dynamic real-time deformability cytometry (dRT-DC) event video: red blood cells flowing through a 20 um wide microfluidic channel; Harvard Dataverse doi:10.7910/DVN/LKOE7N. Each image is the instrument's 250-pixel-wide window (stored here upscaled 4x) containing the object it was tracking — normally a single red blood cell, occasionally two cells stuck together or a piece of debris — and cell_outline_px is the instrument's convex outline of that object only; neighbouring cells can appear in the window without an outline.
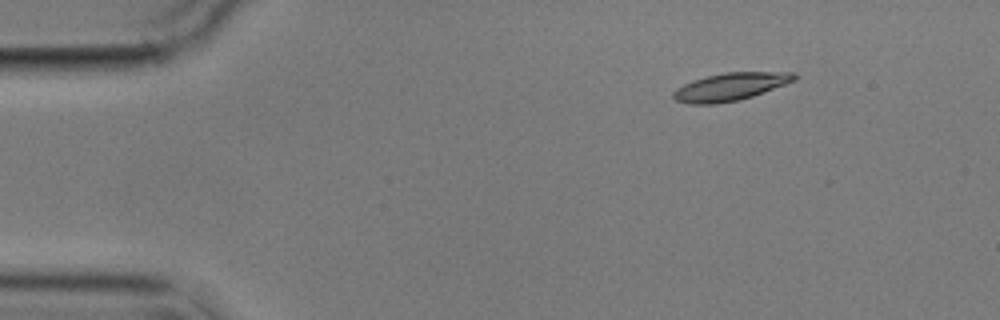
{"species": "common noctule bat (a hibernating species)", "species_latin": "Nyctalus noctula", "temperature_condition": "cold", "stored_images_in_passage": 6, "camera_frame_rate_fps": 3000, "um_per_image_px": 0.085, "animal": {"sex": "male", "body_mass_g": 17.9}, "frame": {"image": 1, "passage_image": 1, "time_ms": 0.0, "image_size_px": [1000, 320], "cell_outline_px": [[800, 76], [796, 80], [752, 96], [740, 100], [716, 104], [688, 104], [676, 100], [672, 96], [672, 92], [676, 88], [692, 80], [724, 72], [796, 72]], "centroid_in_image_um": [62.09, 7.37], "position_along_channel_um": 22.9, "area_um2": 19.65}}
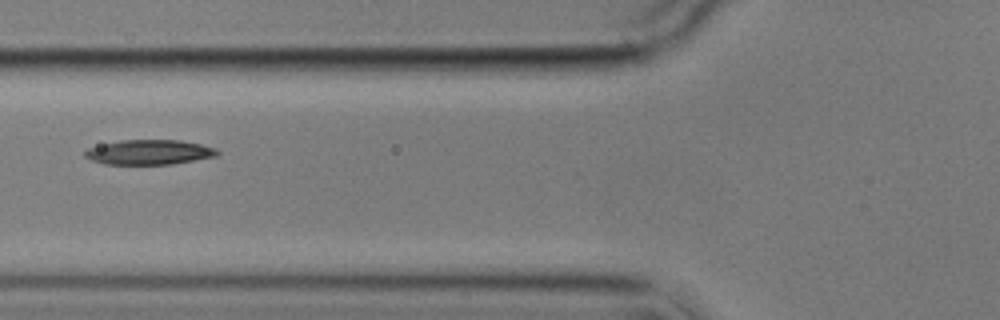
{"frame": {"image": 2, "passage_image": 5, "time_ms": 4.667, "image_size_px": [1000, 320], "cell_outline_px": [[220, 152], [216, 156], [172, 164], [104, 164], [92, 160], [84, 156], [84, 152], [88, 148], [120, 140], [180, 140], [200, 144], [216, 148]], "centroid_in_image_um": [12.69, 12.93], "position_along_channel_um": 113.1, "area_um2": 19.02}}
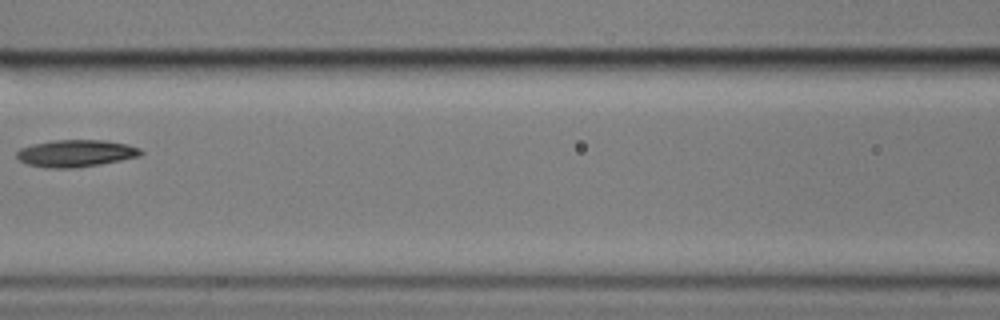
{"frame": {"image": 3, "passage_image": 6, "time_ms": 6.0, "image_size_px": [1000, 320], "cell_outline_px": [[144, 152], [140, 156], [100, 164], [76, 168], [44, 168], [28, 164], [20, 160], [16, 156], [16, 152], [20, 148], [32, 144], [52, 140], [104, 140], [128, 144], [140, 148]], "centroid_in_image_um": [6.44, 13.03], "position_along_channel_um": 160.2, "area_um2": 19.71}}